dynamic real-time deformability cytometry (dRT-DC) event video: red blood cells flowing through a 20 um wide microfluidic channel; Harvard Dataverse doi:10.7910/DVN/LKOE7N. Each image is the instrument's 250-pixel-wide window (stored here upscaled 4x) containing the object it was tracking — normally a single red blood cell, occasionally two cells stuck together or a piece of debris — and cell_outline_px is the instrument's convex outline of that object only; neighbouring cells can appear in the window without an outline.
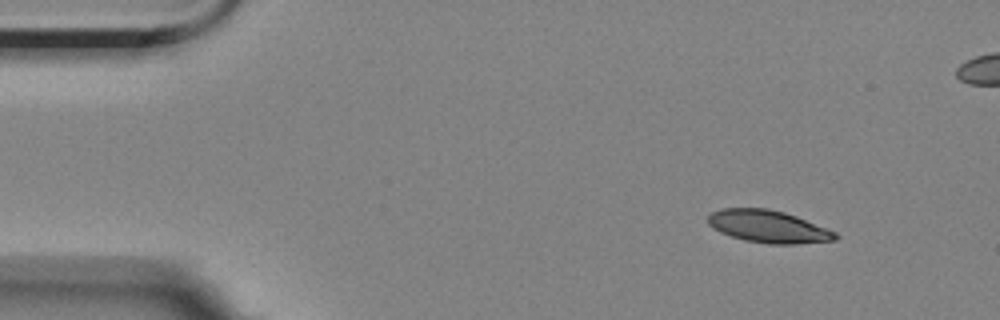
{"species": "Egyptian fruit bat (a non-hibernating species)", "species_latin": "Rousettus aegyptiacus", "temperature_condition": "room temperature", "stored_images_in_passage": 5, "camera_frame_rate_fps": 3000, "um_per_image_px": 0.085, "animal": {"sex": "female"}, "frame": {"image": 1, "passage_image": 1, "time_ms": 0.0, "image_size_px": [1000, 320], "cell_outline_px": [[840, 236], [836, 240], [796, 244], [768, 244], [744, 240], [720, 232], [712, 228], [708, 224], [708, 216], [712, 212], [720, 208], [768, 208], [784, 212], [796, 216], [836, 232]], "centroid_in_image_um": [65.3, 19.25], "position_along_channel_um": 19.7, "area_um2": 24.1}}